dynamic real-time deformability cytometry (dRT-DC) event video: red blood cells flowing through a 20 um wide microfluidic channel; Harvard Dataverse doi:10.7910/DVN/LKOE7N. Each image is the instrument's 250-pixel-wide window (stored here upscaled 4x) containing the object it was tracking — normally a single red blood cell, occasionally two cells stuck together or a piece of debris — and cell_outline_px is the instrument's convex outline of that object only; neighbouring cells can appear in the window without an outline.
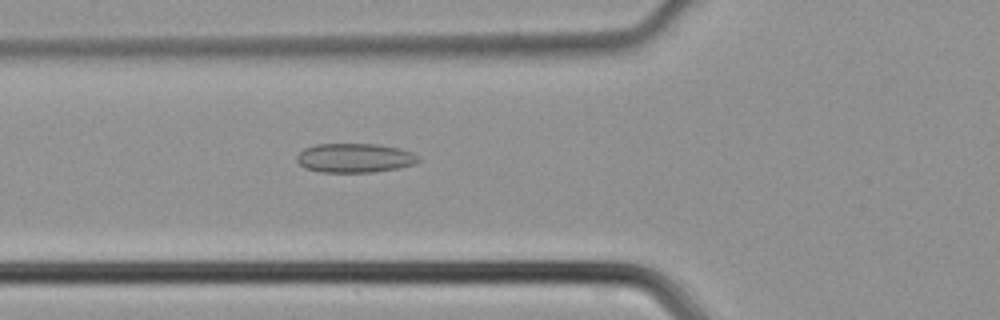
{"species": "common noctule bat (a hibernating species)", "species_latin": "Nyctalus noctula", "temperature_condition": "cold", "stored_images_in_passage": 30, "camera_frame_rate_fps": 3000, "um_per_image_px": 0.085, "animal": {"sex": "male", "body_mass_g": 21.5, "forearm_length_mm": 52.0}, "frame": {"image": 1, "passage_image": 3, "time_ms": 0.667, "image_size_px": [1000, 320], "cell_outline_px": [[420, 160], [416, 164], [396, 168], [372, 172], [320, 172], [304, 168], [296, 160], [296, 156], [304, 148], [316, 144], [376, 144], [400, 148], [412, 152]], "centroid_in_image_um": [30.13, 13.42], "position_along_channel_um": 95.7, "area_um2": 20.69}}
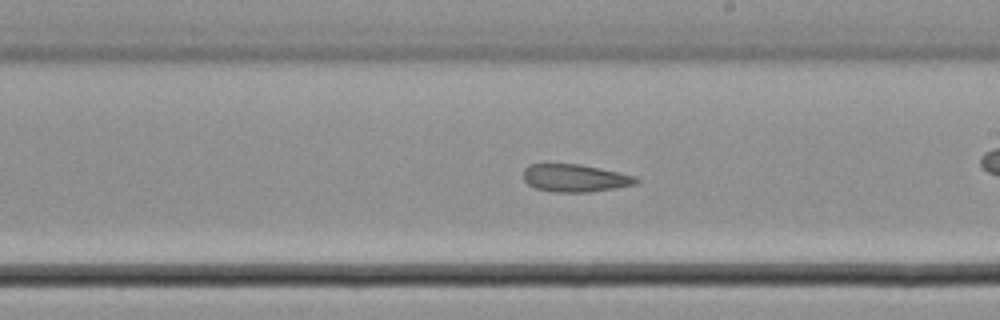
{"frame": {"image": 2, "passage_image": 10, "time_ms": 3.0, "image_size_px": [1000, 320], "cell_outline_px": [[640, 180], [636, 184], [616, 188], [588, 192], [552, 192], [536, 188], [528, 184], [524, 180], [524, 168], [528, 164], [580, 164], [600, 168], [636, 176]], "centroid_in_image_um": [48.88, 15.13], "position_along_channel_um": 240.1, "area_um2": 18.21}}
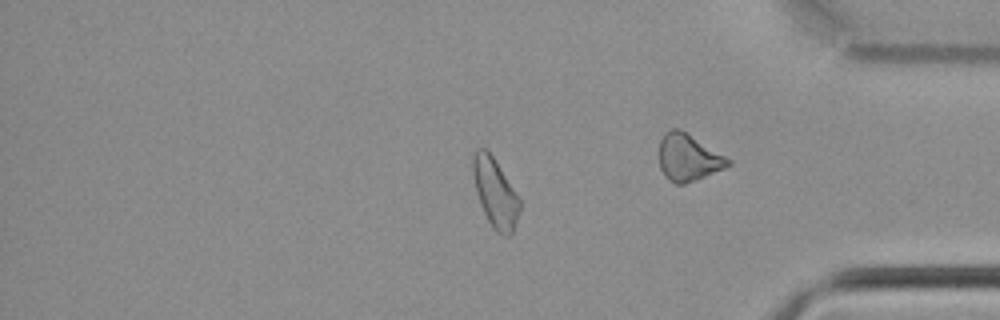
{"frame": {"image": 3, "passage_image": 22, "time_ms": 7.0, "image_size_px": [1000, 320], "cell_outline_px": [[520, 208], [512, 232], [508, 236], [504, 236], [496, 232], [492, 228], [480, 204], [476, 192], [472, 172], [472, 156], [476, 148], [484, 148], [492, 156], [520, 200]], "centroid_in_image_um": [42.05, 16.4], "position_along_channel_um": 393.1, "area_um2": 18.44}}